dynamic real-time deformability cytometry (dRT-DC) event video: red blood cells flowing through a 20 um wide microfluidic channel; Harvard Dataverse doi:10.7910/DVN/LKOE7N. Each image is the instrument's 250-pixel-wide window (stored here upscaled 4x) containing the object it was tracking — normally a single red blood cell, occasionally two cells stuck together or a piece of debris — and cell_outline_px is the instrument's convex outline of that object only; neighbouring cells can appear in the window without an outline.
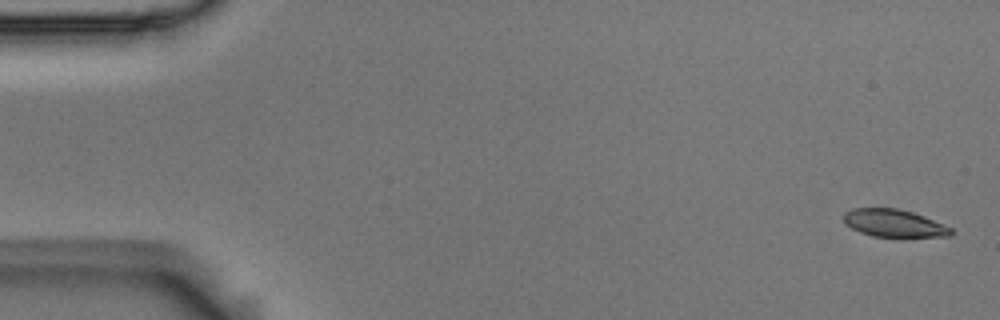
{"species": "Egyptian fruit bat (a non-hibernating species)", "species_latin": "Rousettus aegyptiacus", "temperature_condition": "room temperature", "stored_images_in_passage": 5, "camera_frame_rate_fps": 3000, "um_per_image_px": 0.085, "animal": {"sex": "male"}, "frame": {"image": 1, "passage_image": 1, "time_ms": 0.0, "image_size_px": [1000, 320], "cell_outline_px": [[952, 236], [872, 236], [860, 232], [844, 224], [844, 212], [852, 208], [896, 208], [912, 212], [924, 216], [952, 228]], "centroid_in_image_um": [75.95, 18.96], "position_along_channel_um": 9.0, "area_um2": 17.05}}
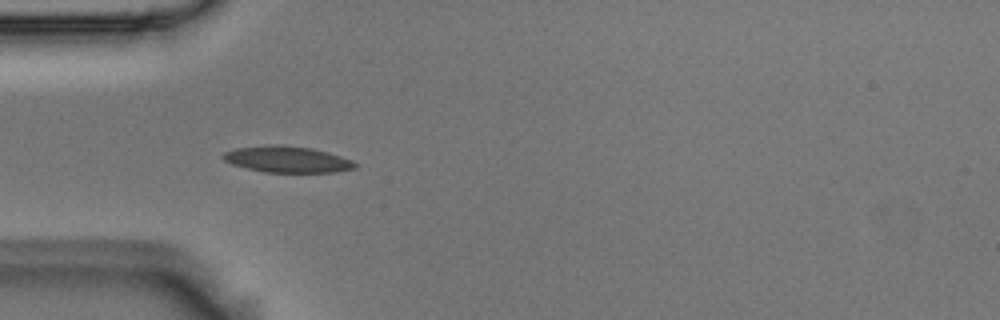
{"frame": {"image": 2, "passage_image": 5, "time_ms": 1.333, "image_size_px": [1000, 320], "cell_outline_px": [[356, 168], [336, 172], [264, 172], [232, 164], [224, 160], [220, 156], [224, 152], [236, 148], [268, 144], [280, 144], [312, 148], [328, 152], [352, 160], [356, 164]], "centroid_in_image_um": [24.4, 13.53], "position_along_channel_um": 60.6, "area_um2": 20.29}}